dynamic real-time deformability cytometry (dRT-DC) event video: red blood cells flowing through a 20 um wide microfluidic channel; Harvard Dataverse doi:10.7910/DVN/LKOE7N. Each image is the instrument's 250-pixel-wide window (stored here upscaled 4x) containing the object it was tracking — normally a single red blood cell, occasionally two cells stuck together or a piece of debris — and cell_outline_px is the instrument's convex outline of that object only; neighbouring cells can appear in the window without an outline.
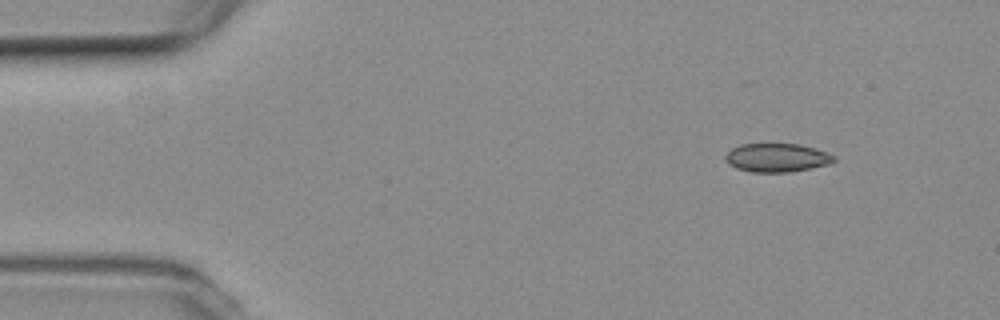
{"species": "common noctule bat (a hibernating species)", "species_latin": "Nyctalus noctula", "temperature_condition": "room temperature", "stored_images_in_passage": 4, "camera_frame_rate_fps": 3000, "um_per_image_px": 0.085, "animal": {"sex": "female", "body_mass_g": 19.3, "forearm_length_mm": 54.1}, "frame": {"image": 1, "passage_image": 1, "time_ms": 0.0, "image_size_px": [1000, 320], "cell_outline_px": [[836, 160], [828, 164], [812, 168], [788, 172], [752, 172], [736, 168], [728, 164], [724, 156], [732, 148], [740, 144], [800, 144], [828, 152], [836, 156]], "centroid_in_image_um": [66.05, 13.4], "position_along_channel_um": 19.0, "area_um2": 18.15}}
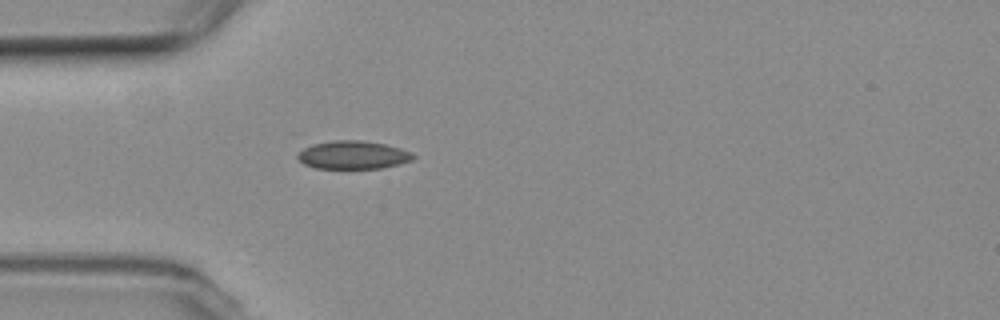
{"frame": {"image": 2, "passage_image": 4, "time_ms": 3.333, "image_size_px": [1000, 320], "cell_outline_px": [[416, 156], [412, 160], [400, 164], [380, 168], [316, 168], [304, 164], [296, 156], [296, 152], [312, 144], [332, 140], [360, 140], [384, 144], [400, 148], [412, 152]], "centroid_in_image_um": [30.0, 13.16], "position_along_channel_um": 55.0, "area_um2": 19.02}}